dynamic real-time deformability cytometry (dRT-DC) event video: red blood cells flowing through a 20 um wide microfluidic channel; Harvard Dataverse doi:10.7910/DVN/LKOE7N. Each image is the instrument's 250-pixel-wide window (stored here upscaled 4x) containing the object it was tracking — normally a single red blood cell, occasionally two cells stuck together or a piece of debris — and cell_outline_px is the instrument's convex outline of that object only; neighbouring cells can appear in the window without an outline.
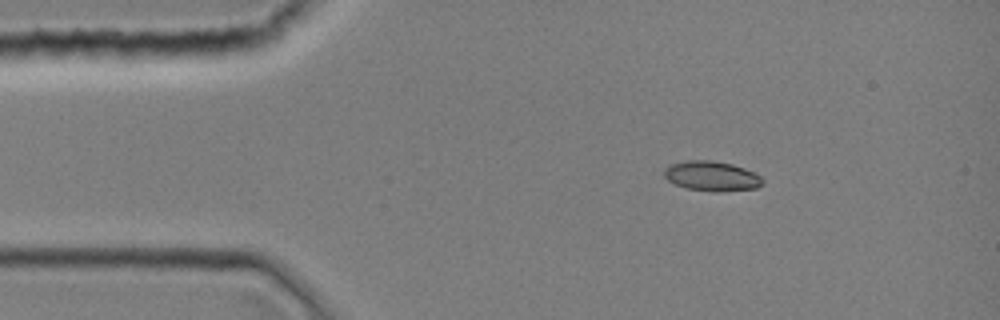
{"species": "common noctule bat (a hibernating species)", "species_latin": "Nyctalus noctula", "temperature_condition": "room temperature", "stored_images_in_passage": 1, "camera_frame_rate_fps": 3000, "um_per_image_px": 0.085, "animal": {"sex": "female", "body_mass_g": 19.0, "forearm_length_mm": 51.5}, "frame": {"image": 1, "passage_image": 1, "time_ms": 0.0, "image_size_px": [1000, 320], "cell_outline_px": [[764, 180], [756, 188], [720, 192], [712, 192], [688, 188], [676, 184], [668, 180], [664, 176], [664, 168], [668, 164], [688, 160], [712, 160], [732, 164], [756, 172]], "centroid_in_image_um": [60.49, 14.96], "position_along_channel_um": 24.5, "area_um2": 17.22}}